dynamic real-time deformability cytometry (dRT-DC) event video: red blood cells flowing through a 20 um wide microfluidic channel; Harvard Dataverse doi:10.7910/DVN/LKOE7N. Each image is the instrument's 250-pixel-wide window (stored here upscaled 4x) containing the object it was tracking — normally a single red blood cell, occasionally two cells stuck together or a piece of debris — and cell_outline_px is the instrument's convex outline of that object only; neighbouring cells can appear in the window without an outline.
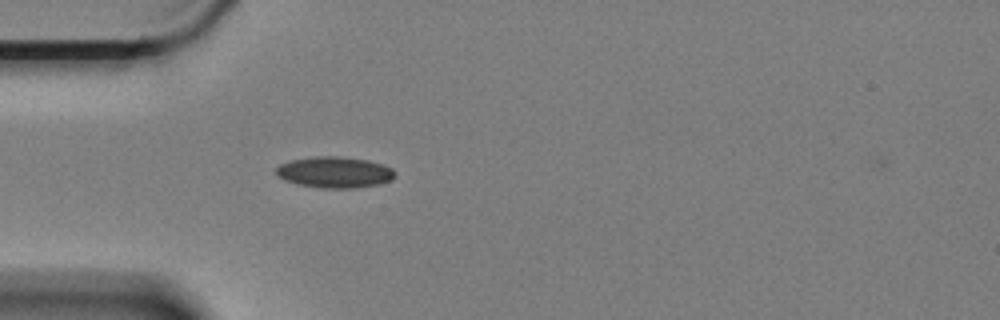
{"species": "Egyptian fruit bat (a non-hibernating species)", "species_latin": "Rousettus aegyptiacus", "temperature_condition": "cold", "stored_images_in_passage": 1, "camera_frame_rate_fps": 3000, "um_per_image_px": 0.085, "animal": {"sex": "female"}, "frame": {"image": 1, "passage_image": 1, "time_ms": 0.0, "image_size_px": [1000, 320], "cell_outline_px": [[396, 176], [380, 184], [356, 188], [320, 188], [300, 184], [284, 180], [276, 172], [276, 168], [280, 164], [292, 160], [316, 156], [340, 156], [368, 160], [392, 168], [396, 172]], "centroid_in_image_um": [28.47, 14.64], "position_along_channel_um": 56.5, "area_um2": 21.44}}